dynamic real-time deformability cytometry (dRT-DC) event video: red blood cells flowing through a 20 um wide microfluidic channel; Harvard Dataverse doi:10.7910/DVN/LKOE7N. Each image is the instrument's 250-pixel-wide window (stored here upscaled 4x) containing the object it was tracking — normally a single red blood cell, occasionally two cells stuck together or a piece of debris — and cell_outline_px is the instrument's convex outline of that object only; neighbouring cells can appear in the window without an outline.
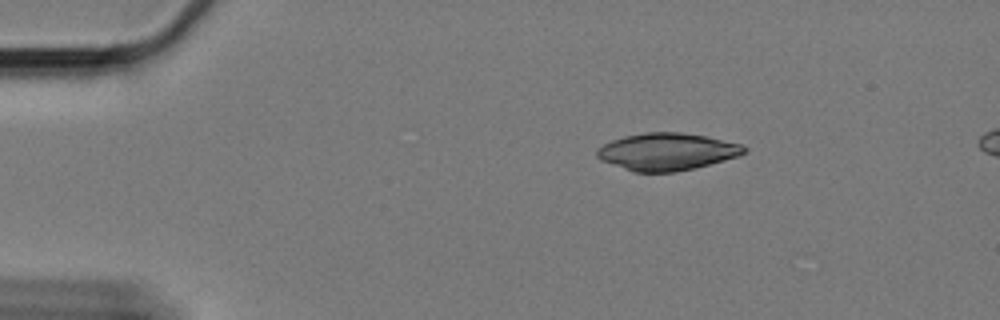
{"species": "Egyptian fruit bat (a non-hibernating species)", "species_latin": "Rousettus aegyptiacus", "temperature_condition": "cold", "stored_images_in_passage": 40, "camera_frame_rate_fps": 3000, "um_per_image_px": 0.085, "animal": {"sex": "female"}, "frame": {"image": 1, "passage_image": 1, "time_ms": 0.0, "image_size_px": [1000, 320], "cell_outline_px": [[748, 148], [740, 156], [676, 172], [636, 172], [600, 160], [596, 156], [596, 148], [612, 140], [624, 136], [644, 132], [680, 132], [704, 136], [740, 144]], "centroid_in_image_um": [56.65, 12.89], "position_along_channel_um": 28.3, "area_um2": 31.67}}
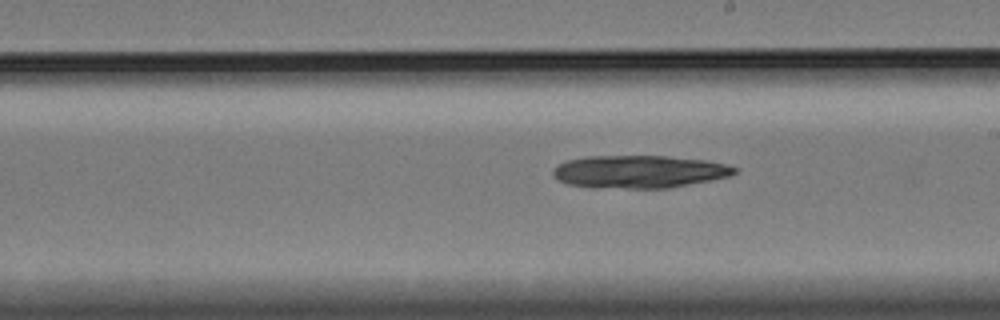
{"frame": {"image": 2, "passage_image": 25, "time_ms": 8.0, "image_size_px": [1000, 320], "cell_outline_px": [[736, 172], [732, 176], [712, 180], [668, 188], [596, 188], [568, 184], [556, 180], [552, 176], [552, 172], [560, 164], [568, 160], [588, 156], [668, 156], [704, 160], [724, 164], [736, 168]], "centroid_in_image_um": [54.31, 14.6], "position_along_channel_um": 234.7, "area_um2": 34.62}}
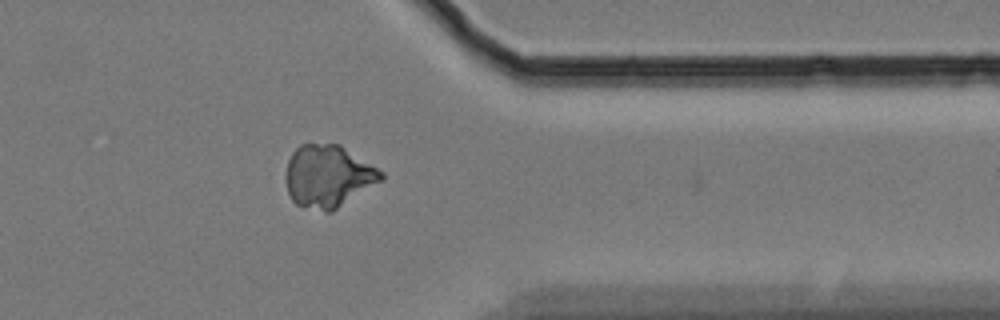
{"frame": {"image": 3, "passage_image": 39, "time_ms": 12.667, "image_size_px": [1000, 320], "cell_outline_px": [[384, 180], [332, 212], [324, 212], [296, 204], [292, 200], [288, 192], [284, 180], [284, 176], [288, 160], [292, 152], [300, 144], [340, 144], [384, 172]], "centroid_in_image_um": [27.89, 14.98], "position_along_channel_um": 383.5, "area_um2": 35.08}}